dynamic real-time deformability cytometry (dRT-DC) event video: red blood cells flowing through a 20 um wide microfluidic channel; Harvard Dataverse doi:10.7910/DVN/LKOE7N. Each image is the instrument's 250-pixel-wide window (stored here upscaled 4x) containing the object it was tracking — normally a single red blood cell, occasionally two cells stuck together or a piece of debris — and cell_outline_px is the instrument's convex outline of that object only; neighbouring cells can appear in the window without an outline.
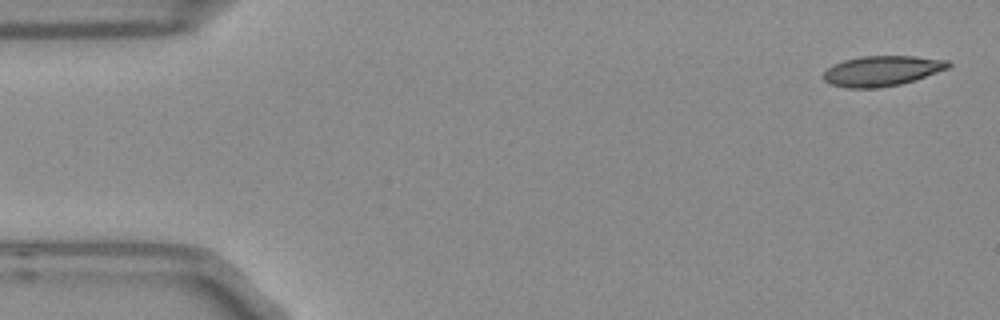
{"species": "Egyptian fruit bat (a non-hibernating species)", "species_latin": "Rousettus aegyptiacus", "temperature_condition": "room temperature", "stored_images_in_passage": 5, "camera_frame_rate_fps": 3000, "um_per_image_px": 0.085, "frame": {"image": 1, "passage_image": 1, "time_ms": 0.0, "image_size_px": [1000, 320], "cell_outline_px": [[952, 64], [948, 68], [916, 80], [900, 84], [876, 88], [844, 88], [832, 84], [824, 80], [824, 72], [832, 64], [844, 60], [860, 56], [916, 56], [948, 60]], "centroid_in_image_um": [74.97, 6.02], "position_along_channel_um": 10.0, "area_um2": 22.08}}